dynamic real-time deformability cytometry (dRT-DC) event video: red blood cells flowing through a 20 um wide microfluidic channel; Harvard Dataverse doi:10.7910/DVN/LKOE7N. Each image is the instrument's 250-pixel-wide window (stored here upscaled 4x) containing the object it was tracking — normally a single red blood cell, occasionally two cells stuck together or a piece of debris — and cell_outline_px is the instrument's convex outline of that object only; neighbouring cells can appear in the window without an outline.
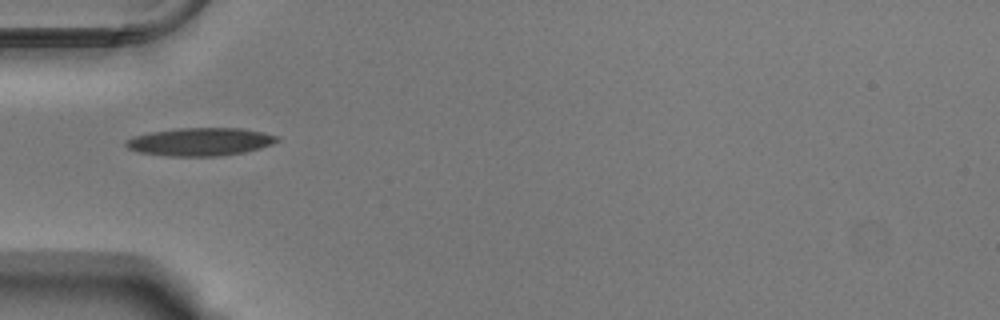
{"species": "Egyptian fruit bat (a non-hibernating species)", "species_latin": "Rousettus aegyptiacus", "temperature_condition": "warm", "stored_images_in_passage": 37, "camera_frame_rate_fps": 3000, "um_per_image_px": 0.085, "animal": {"sex": "male"}, "frame": {"image": 1, "passage_image": 1, "time_ms": 0.0, "image_size_px": [1000, 320], "cell_outline_px": [[280, 140], [272, 144], [260, 148], [244, 152], [220, 156], [168, 156], [136, 152], [128, 148], [124, 144], [124, 140], [132, 136], [148, 132], [176, 128], [240, 128], [264, 132], [280, 136]], "centroid_in_image_um": [16.99, 12.04], "position_along_channel_um": 68.0, "area_um2": 25.03}}
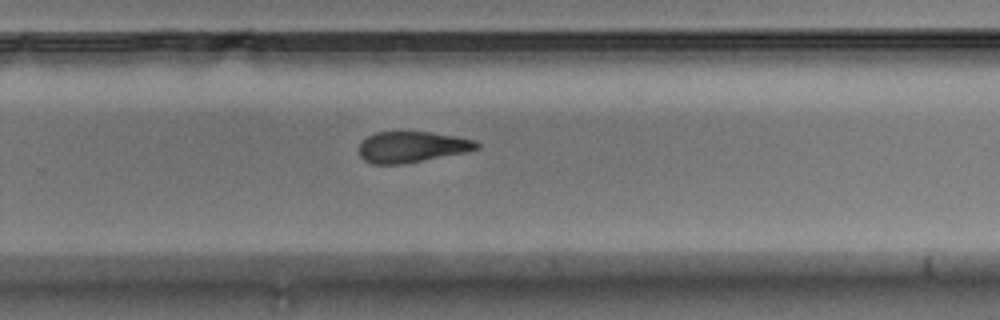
{"frame": {"image": 2, "passage_image": 19, "time_ms": 6.0, "image_size_px": [1000, 320], "cell_outline_px": [[480, 148], [468, 152], [404, 164], [372, 164], [364, 160], [360, 156], [356, 148], [368, 136], [376, 132], [400, 128], [432, 132], [456, 136], [476, 140], [480, 144]], "centroid_in_image_um": [35.0, 12.45], "position_along_channel_um": 294.8, "area_um2": 22.37}}
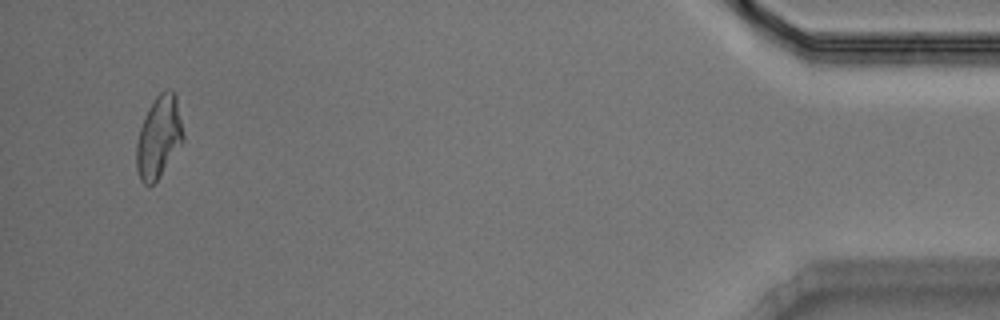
{"frame": {"image": 3, "passage_image": 35, "time_ms": 11.333, "image_size_px": [1000, 320], "cell_outline_px": [[184, 140], [156, 180], [152, 184], [144, 184], [140, 180], [136, 168], [136, 144], [140, 128], [156, 96], [160, 92], [168, 88], [172, 88], [176, 96], [184, 136]], "centroid_in_image_um": [13.5, 11.63], "position_along_channel_um": 421.7, "area_um2": 21.85}, "authors_computed_cell_mechanics": {"area_um2": 22.4842, "velocity_mm_per_s": 3.7808, "shape_relaxation_time_tau1_ms": 3.9574, "shape_relaxation_time_tau2_ms": 5.2786, "deformation_change_tau1": 0.1659, "deformation_change_tau2": 0.1507}}